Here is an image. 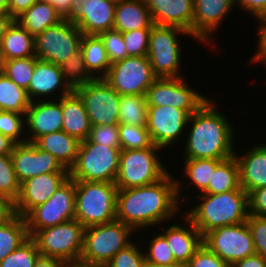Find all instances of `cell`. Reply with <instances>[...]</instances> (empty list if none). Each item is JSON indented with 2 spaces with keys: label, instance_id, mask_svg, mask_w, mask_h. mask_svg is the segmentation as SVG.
<instances>
[{
  "label": "cell",
  "instance_id": "6da1fadb",
  "mask_svg": "<svg viewBox=\"0 0 266 267\" xmlns=\"http://www.w3.org/2000/svg\"><path fill=\"white\" fill-rule=\"evenodd\" d=\"M181 186L180 180L168 173L148 186L118 189L116 220L135 232L170 220L180 209Z\"/></svg>",
  "mask_w": 266,
  "mask_h": 267
},
{
  "label": "cell",
  "instance_id": "7a4b0ae2",
  "mask_svg": "<svg viewBox=\"0 0 266 267\" xmlns=\"http://www.w3.org/2000/svg\"><path fill=\"white\" fill-rule=\"evenodd\" d=\"M189 123L184 159L226 160L235 155L234 126L211 99L190 115Z\"/></svg>",
  "mask_w": 266,
  "mask_h": 267
},
{
  "label": "cell",
  "instance_id": "3957f363",
  "mask_svg": "<svg viewBox=\"0 0 266 267\" xmlns=\"http://www.w3.org/2000/svg\"><path fill=\"white\" fill-rule=\"evenodd\" d=\"M202 202L187 212V217L202 236L209 231L247 221L249 195L240 187L220 194H198Z\"/></svg>",
  "mask_w": 266,
  "mask_h": 267
},
{
  "label": "cell",
  "instance_id": "277c9868",
  "mask_svg": "<svg viewBox=\"0 0 266 267\" xmlns=\"http://www.w3.org/2000/svg\"><path fill=\"white\" fill-rule=\"evenodd\" d=\"M75 181V219L85 228L116 219L115 183Z\"/></svg>",
  "mask_w": 266,
  "mask_h": 267
},
{
  "label": "cell",
  "instance_id": "5b68a950",
  "mask_svg": "<svg viewBox=\"0 0 266 267\" xmlns=\"http://www.w3.org/2000/svg\"><path fill=\"white\" fill-rule=\"evenodd\" d=\"M161 149L153 144L144 149L121 150L115 181L117 188L148 186L164 178L169 171L158 157Z\"/></svg>",
  "mask_w": 266,
  "mask_h": 267
},
{
  "label": "cell",
  "instance_id": "8992f818",
  "mask_svg": "<svg viewBox=\"0 0 266 267\" xmlns=\"http://www.w3.org/2000/svg\"><path fill=\"white\" fill-rule=\"evenodd\" d=\"M132 233L135 231L131 227L116 219L86 227L80 261L105 266L119 250L132 243Z\"/></svg>",
  "mask_w": 266,
  "mask_h": 267
},
{
  "label": "cell",
  "instance_id": "52a82bcc",
  "mask_svg": "<svg viewBox=\"0 0 266 267\" xmlns=\"http://www.w3.org/2000/svg\"><path fill=\"white\" fill-rule=\"evenodd\" d=\"M120 152L121 148L83 140L76 162L69 170V177L72 180L115 183Z\"/></svg>",
  "mask_w": 266,
  "mask_h": 267
},
{
  "label": "cell",
  "instance_id": "ba28073f",
  "mask_svg": "<svg viewBox=\"0 0 266 267\" xmlns=\"http://www.w3.org/2000/svg\"><path fill=\"white\" fill-rule=\"evenodd\" d=\"M182 34L193 37L176 26L152 25L147 57L158 78L182 77L180 70L182 49L177 37Z\"/></svg>",
  "mask_w": 266,
  "mask_h": 267
},
{
  "label": "cell",
  "instance_id": "9c48e42d",
  "mask_svg": "<svg viewBox=\"0 0 266 267\" xmlns=\"http://www.w3.org/2000/svg\"><path fill=\"white\" fill-rule=\"evenodd\" d=\"M85 227L76 219L38 230L31 238L41 256L67 262L79 261L83 250Z\"/></svg>",
  "mask_w": 266,
  "mask_h": 267
},
{
  "label": "cell",
  "instance_id": "30bf717a",
  "mask_svg": "<svg viewBox=\"0 0 266 267\" xmlns=\"http://www.w3.org/2000/svg\"><path fill=\"white\" fill-rule=\"evenodd\" d=\"M82 37L73 21L64 18L34 37L35 57L59 65L80 49Z\"/></svg>",
  "mask_w": 266,
  "mask_h": 267
},
{
  "label": "cell",
  "instance_id": "8fae6325",
  "mask_svg": "<svg viewBox=\"0 0 266 267\" xmlns=\"http://www.w3.org/2000/svg\"><path fill=\"white\" fill-rule=\"evenodd\" d=\"M24 218L29 237L38 230L75 219V181L69 177L51 198L34 207Z\"/></svg>",
  "mask_w": 266,
  "mask_h": 267
},
{
  "label": "cell",
  "instance_id": "7c38bea8",
  "mask_svg": "<svg viewBox=\"0 0 266 267\" xmlns=\"http://www.w3.org/2000/svg\"><path fill=\"white\" fill-rule=\"evenodd\" d=\"M157 78L147 56H128L112 63L103 79L122 96L146 95Z\"/></svg>",
  "mask_w": 266,
  "mask_h": 267
},
{
  "label": "cell",
  "instance_id": "4fadbf2b",
  "mask_svg": "<svg viewBox=\"0 0 266 267\" xmlns=\"http://www.w3.org/2000/svg\"><path fill=\"white\" fill-rule=\"evenodd\" d=\"M203 244L230 265L256 254L246 221L209 231L203 236Z\"/></svg>",
  "mask_w": 266,
  "mask_h": 267
},
{
  "label": "cell",
  "instance_id": "5bb4252c",
  "mask_svg": "<svg viewBox=\"0 0 266 267\" xmlns=\"http://www.w3.org/2000/svg\"><path fill=\"white\" fill-rule=\"evenodd\" d=\"M74 91L81 98L92 126L119 125L121 96L103 78L94 79Z\"/></svg>",
  "mask_w": 266,
  "mask_h": 267
},
{
  "label": "cell",
  "instance_id": "9a60e30c",
  "mask_svg": "<svg viewBox=\"0 0 266 267\" xmlns=\"http://www.w3.org/2000/svg\"><path fill=\"white\" fill-rule=\"evenodd\" d=\"M145 96L148 106L176 107L187 111L190 115L209 100L184 82V77L157 78Z\"/></svg>",
  "mask_w": 266,
  "mask_h": 267
},
{
  "label": "cell",
  "instance_id": "2e32d148",
  "mask_svg": "<svg viewBox=\"0 0 266 267\" xmlns=\"http://www.w3.org/2000/svg\"><path fill=\"white\" fill-rule=\"evenodd\" d=\"M190 114L171 106H148L147 130L154 145L162 150L181 138Z\"/></svg>",
  "mask_w": 266,
  "mask_h": 267
},
{
  "label": "cell",
  "instance_id": "e0dca14e",
  "mask_svg": "<svg viewBox=\"0 0 266 267\" xmlns=\"http://www.w3.org/2000/svg\"><path fill=\"white\" fill-rule=\"evenodd\" d=\"M10 156L20 184L29 178L49 172H69L55 156L37 148L31 142L16 144Z\"/></svg>",
  "mask_w": 266,
  "mask_h": 267
},
{
  "label": "cell",
  "instance_id": "ac0fdd59",
  "mask_svg": "<svg viewBox=\"0 0 266 267\" xmlns=\"http://www.w3.org/2000/svg\"><path fill=\"white\" fill-rule=\"evenodd\" d=\"M69 178V172H49L29 178L21 183L15 201L16 213L25 217L34 207L44 204L58 187Z\"/></svg>",
  "mask_w": 266,
  "mask_h": 267
},
{
  "label": "cell",
  "instance_id": "d6986e66",
  "mask_svg": "<svg viewBox=\"0 0 266 267\" xmlns=\"http://www.w3.org/2000/svg\"><path fill=\"white\" fill-rule=\"evenodd\" d=\"M25 126H27L25 130L27 131L28 129L29 131L28 138H26L27 142L31 143L42 135L62 131L63 112L61 98L58 101H53V99L50 100L46 97L45 101L43 99L31 102L26 110Z\"/></svg>",
  "mask_w": 266,
  "mask_h": 267
},
{
  "label": "cell",
  "instance_id": "ffe728a7",
  "mask_svg": "<svg viewBox=\"0 0 266 267\" xmlns=\"http://www.w3.org/2000/svg\"><path fill=\"white\" fill-rule=\"evenodd\" d=\"M117 0H83L76 7L73 23L82 34L99 35L113 29Z\"/></svg>",
  "mask_w": 266,
  "mask_h": 267
},
{
  "label": "cell",
  "instance_id": "44dd1931",
  "mask_svg": "<svg viewBox=\"0 0 266 267\" xmlns=\"http://www.w3.org/2000/svg\"><path fill=\"white\" fill-rule=\"evenodd\" d=\"M233 5L235 6L234 0H194L193 39L202 41L201 43L214 42L212 33L216 32Z\"/></svg>",
  "mask_w": 266,
  "mask_h": 267
},
{
  "label": "cell",
  "instance_id": "7402d4cb",
  "mask_svg": "<svg viewBox=\"0 0 266 267\" xmlns=\"http://www.w3.org/2000/svg\"><path fill=\"white\" fill-rule=\"evenodd\" d=\"M153 24L176 26L192 35L194 0H144Z\"/></svg>",
  "mask_w": 266,
  "mask_h": 267
},
{
  "label": "cell",
  "instance_id": "603a6c76",
  "mask_svg": "<svg viewBox=\"0 0 266 267\" xmlns=\"http://www.w3.org/2000/svg\"><path fill=\"white\" fill-rule=\"evenodd\" d=\"M57 90H61V95L57 96L58 98L68 95L72 91L64 80L59 65L38 60L35 63L33 75L27 90L30 101L33 102L36 99L37 101L39 99L42 100L48 95L50 98V95L57 92Z\"/></svg>",
  "mask_w": 266,
  "mask_h": 267
},
{
  "label": "cell",
  "instance_id": "cb8c5ba5",
  "mask_svg": "<svg viewBox=\"0 0 266 267\" xmlns=\"http://www.w3.org/2000/svg\"><path fill=\"white\" fill-rule=\"evenodd\" d=\"M185 222H187L186 226L185 224L182 226L172 224L161 233L166 238L175 261L184 264L194 256L203 244V236L187 216Z\"/></svg>",
  "mask_w": 266,
  "mask_h": 267
},
{
  "label": "cell",
  "instance_id": "d4e9b609",
  "mask_svg": "<svg viewBox=\"0 0 266 267\" xmlns=\"http://www.w3.org/2000/svg\"><path fill=\"white\" fill-rule=\"evenodd\" d=\"M240 168V185L248 195L266 187V144H256L245 156L235 153Z\"/></svg>",
  "mask_w": 266,
  "mask_h": 267
},
{
  "label": "cell",
  "instance_id": "484cf974",
  "mask_svg": "<svg viewBox=\"0 0 266 267\" xmlns=\"http://www.w3.org/2000/svg\"><path fill=\"white\" fill-rule=\"evenodd\" d=\"M153 21L144 0H117L113 29L121 33L151 29Z\"/></svg>",
  "mask_w": 266,
  "mask_h": 267
},
{
  "label": "cell",
  "instance_id": "4316f807",
  "mask_svg": "<svg viewBox=\"0 0 266 267\" xmlns=\"http://www.w3.org/2000/svg\"><path fill=\"white\" fill-rule=\"evenodd\" d=\"M61 107L63 131L79 141L86 140L92 125L79 95L72 90L68 95L61 97Z\"/></svg>",
  "mask_w": 266,
  "mask_h": 267
},
{
  "label": "cell",
  "instance_id": "83f0119b",
  "mask_svg": "<svg viewBox=\"0 0 266 267\" xmlns=\"http://www.w3.org/2000/svg\"><path fill=\"white\" fill-rule=\"evenodd\" d=\"M80 142L76 137L68 135L62 130L42 135L33 144L55 156L60 164L69 171L76 162Z\"/></svg>",
  "mask_w": 266,
  "mask_h": 267
},
{
  "label": "cell",
  "instance_id": "f1b7e54d",
  "mask_svg": "<svg viewBox=\"0 0 266 267\" xmlns=\"http://www.w3.org/2000/svg\"><path fill=\"white\" fill-rule=\"evenodd\" d=\"M3 61L35 57L34 37L16 20L8 27L0 45Z\"/></svg>",
  "mask_w": 266,
  "mask_h": 267
},
{
  "label": "cell",
  "instance_id": "f546056e",
  "mask_svg": "<svg viewBox=\"0 0 266 267\" xmlns=\"http://www.w3.org/2000/svg\"><path fill=\"white\" fill-rule=\"evenodd\" d=\"M63 19L62 15L48 1L39 0L15 20L33 37H36L45 29L56 25Z\"/></svg>",
  "mask_w": 266,
  "mask_h": 267
},
{
  "label": "cell",
  "instance_id": "4dcf8cb0",
  "mask_svg": "<svg viewBox=\"0 0 266 267\" xmlns=\"http://www.w3.org/2000/svg\"><path fill=\"white\" fill-rule=\"evenodd\" d=\"M80 49L87 70L95 78H104L111 66L102 39L99 35L83 34ZM100 75H99V74Z\"/></svg>",
  "mask_w": 266,
  "mask_h": 267
},
{
  "label": "cell",
  "instance_id": "1f68e13d",
  "mask_svg": "<svg viewBox=\"0 0 266 267\" xmlns=\"http://www.w3.org/2000/svg\"><path fill=\"white\" fill-rule=\"evenodd\" d=\"M240 185V168L235 155L223 160L212 173L207 189L203 193L220 194L237 190Z\"/></svg>",
  "mask_w": 266,
  "mask_h": 267
},
{
  "label": "cell",
  "instance_id": "d6a6232c",
  "mask_svg": "<svg viewBox=\"0 0 266 267\" xmlns=\"http://www.w3.org/2000/svg\"><path fill=\"white\" fill-rule=\"evenodd\" d=\"M30 103L25 89L19 87L3 73L0 74V111L25 115Z\"/></svg>",
  "mask_w": 266,
  "mask_h": 267
},
{
  "label": "cell",
  "instance_id": "836d02e7",
  "mask_svg": "<svg viewBox=\"0 0 266 267\" xmlns=\"http://www.w3.org/2000/svg\"><path fill=\"white\" fill-rule=\"evenodd\" d=\"M29 238L25 218L18 214L0 225V262Z\"/></svg>",
  "mask_w": 266,
  "mask_h": 267
},
{
  "label": "cell",
  "instance_id": "e575fe53",
  "mask_svg": "<svg viewBox=\"0 0 266 267\" xmlns=\"http://www.w3.org/2000/svg\"><path fill=\"white\" fill-rule=\"evenodd\" d=\"M148 105L145 95H122L120 97L119 124L146 126Z\"/></svg>",
  "mask_w": 266,
  "mask_h": 267
},
{
  "label": "cell",
  "instance_id": "d590c367",
  "mask_svg": "<svg viewBox=\"0 0 266 267\" xmlns=\"http://www.w3.org/2000/svg\"><path fill=\"white\" fill-rule=\"evenodd\" d=\"M59 68L64 80L72 90L95 79L86 68L81 49L59 64Z\"/></svg>",
  "mask_w": 266,
  "mask_h": 267
},
{
  "label": "cell",
  "instance_id": "8d00e7d4",
  "mask_svg": "<svg viewBox=\"0 0 266 267\" xmlns=\"http://www.w3.org/2000/svg\"><path fill=\"white\" fill-rule=\"evenodd\" d=\"M185 176L203 193L209 184L215 168L223 161L217 159H184Z\"/></svg>",
  "mask_w": 266,
  "mask_h": 267
},
{
  "label": "cell",
  "instance_id": "74e56055",
  "mask_svg": "<svg viewBox=\"0 0 266 267\" xmlns=\"http://www.w3.org/2000/svg\"><path fill=\"white\" fill-rule=\"evenodd\" d=\"M37 61L36 57L3 61V74L27 91Z\"/></svg>",
  "mask_w": 266,
  "mask_h": 267
},
{
  "label": "cell",
  "instance_id": "f35d334b",
  "mask_svg": "<svg viewBox=\"0 0 266 267\" xmlns=\"http://www.w3.org/2000/svg\"><path fill=\"white\" fill-rule=\"evenodd\" d=\"M121 150L144 149L153 145L146 126L119 124Z\"/></svg>",
  "mask_w": 266,
  "mask_h": 267
},
{
  "label": "cell",
  "instance_id": "ab89813d",
  "mask_svg": "<svg viewBox=\"0 0 266 267\" xmlns=\"http://www.w3.org/2000/svg\"><path fill=\"white\" fill-rule=\"evenodd\" d=\"M39 256L36 242L29 237L0 262V267H34Z\"/></svg>",
  "mask_w": 266,
  "mask_h": 267
},
{
  "label": "cell",
  "instance_id": "60d3db41",
  "mask_svg": "<svg viewBox=\"0 0 266 267\" xmlns=\"http://www.w3.org/2000/svg\"><path fill=\"white\" fill-rule=\"evenodd\" d=\"M20 185L10 154H0V195L16 201L20 193Z\"/></svg>",
  "mask_w": 266,
  "mask_h": 267
},
{
  "label": "cell",
  "instance_id": "b9f144b4",
  "mask_svg": "<svg viewBox=\"0 0 266 267\" xmlns=\"http://www.w3.org/2000/svg\"><path fill=\"white\" fill-rule=\"evenodd\" d=\"M25 126V115L16 112L0 111V133L16 144L27 142L23 137ZM23 134V135H22Z\"/></svg>",
  "mask_w": 266,
  "mask_h": 267
},
{
  "label": "cell",
  "instance_id": "7bdbcfd3",
  "mask_svg": "<svg viewBox=\"0 0 266 267\" xmlns=\"http://www.w3.org/2000/svg\"><path fill=\"white\" fill-rule=\"evenodd\" d=\"M148 243V251H144L146 263L158 265L176 263L166 238L161 233L157 234Z\"/></svg>",
  "mask_w": 266,
  "mask_h": 267
},
{
  "label": "cell",
  "instance_id": "ee69618b",
  "mask_svg": "<svg viewBox=\"0 0 266 267\" xmlns=\"http://www.w3.org/2000/svg\"><path fill=\"white\" fill-rule=\"evenodd\" d=\"M146 260L144 251L133 242L126 248L119 250L105 267H145Z\"/></svg>",
  "mask_w": 266,
  "mask_h": 267
},
{
  "label": "cell",
  "instance_id": "f6af8a7d",
  "mask_svg": "<svg viewBox=\"0 0 266 267\" xmlns=\"http://www.w3.org/2000/svg\"><path fill=\"white\" fill-rule=\"evenodd\" d=\"M99 37L102 39L110 63L125 59L128 57L126 45L122 33L115 29L101 32Z\"/></svg>",
  "mask_w": 266,
  "mask_h": 267
},
{
  "label": "cell",
  "instance_id": "bcb514c9",
  "mask_svg": "<svg viewBox=\"0 0 266 267\" xmlns=\"http://www.w3.org/2000/svg\"><path fill=\"white\" fill-rule=\"evenodd\" d=\"M151 29H137L122 33L129 57L147 56Z\"/></svg>",
  "mask_w": 266,
  "mask_h": 267
},
{
  "label": "cell",
  "instance_id": "7dc6e473",
  "mask_svg": "<svg viewBox=\"0 0 266 267\" xmlns=\"http://www.w3.org/2000/svg\"><path fill=\"white\" fill-rule=\"evenodd\" d=\"M87 140L109 147L121 148L119 125H94L91 127Z\"/></svg>",
  "mask_w": 266,
  "mask_h": 267
},
{
  "label": "cell",
  "instance_id": "c3c4849f",
  "mask_svg": "<svg viewBox=\"0 0 266 267\" xmlns=\"http://www.w3.org/2000/svg\"><path fill=\"white\" fill-rule=\"evenodd\" d=\"M246 222L252 233L256 254L266 260V216L249 214Z\"/></svg>",
  "mask_w": 266,
  "mask_h": 267
},
{
  "label": "cell",
  "instance_id": "681fc988",
  "mask_svg": "<svg viewBox=\"0 0 266 267\" xmlns=\"http://www.w3.org/2000/svg\"><path fill=\"white\" fill-rule=\"evenodd\" d=\"M186 265L187 267H231L229 263L211 252L204 244L195 252Z\"/></svg>",
  "mask_w": 266,
  "mask_h": 267
},
{
  "label": "cell",
  "instance_id": "f907efd6",
  "mask_svg": "<svg viewBox=\"0 0 266 267\" xmlns=\"http://www.w3.org/2000/svg\"><path fill=\"white\" fill-rule=\"evenodd\" d=\"M249 214L266 216V187L253 190L249 194Z\"/></svg>",
  "mask_w": 266,
  "mask_h": 267
},
{
  "label": "cell",
  "instance_id": "816d5d0a",
  "mask_svg": "<svg viewBox=\"0 0 266 267\" xmlns=\"http://www.w3.org/2000/svg\"><path fill=\"white\" fill-rule=\"evenodd\" d=\"M246 12L249 11L258 21L266 19V0H234Z\"/></svg>",
  "mask_w": 266,
  "mask_h": 267
},
{
  "label": "cell",
  "instance_id": "f5cc1de1",
  "mask_svg": "<svg viewBox=\"0 0 266 267\" xmlns=\"http://www.w3.org/2000/svg\"><path fill=\"white\" fill-rule=\"evenodd\" d=\"M260 25L258 27V44H257V51L254 54V56H252V63H264L266 64V19L265 20H261L258 22Z\"/></svg>",
  "mask_w": 266,
  "mask_h": 267
},
{
  "label": "cell",
  "instance_id": "db71d44e",
  "mask_svg": "<svg viewBox=\"0 0 266 267\" xmlns=\"http://www.w3.org/2000/svg\"><path fill=\"white\" fill-rule=\"evenodd\" d=\"M16 215L15 201L0 195V225L12 220Z\"/></svg>",
  "mask_w": 266,
  "mask_h": 267
},
{
  "label": "cell",
  "instance_id": "11a10c76",
  "mask_svg": "<svg viewBox=\"0 0 266 267\" xmlns=\"http://www.w3.org/2000/svg\"><path fill=\"white\" fill-rule=\"evenodd\" d=\"M48 1L63 18L72 19L76 13V0H44Z\"/></svg>",
  "mask_w": 266,
  "mask_h": 267
},
{
  "label": "cell",
  "instance_id": "9f6ffc18",
  "mask_svg": "<svg viewBox=\"0 0 266 267\" xmlns=\"http://www.w3.org/2000/svg\"><path fill=\"white\" fill-rule=\"evenodd\" d=\"M37 1L39 0H8L9 15L15 20Z\"/></svg>",
  "mask_w": 266,
  "mask_h": 267
},
{
  "label": "cell",
  "instance_id": "6f0895ef",
  "mask_svg": "<svg viewBox=\"0 0 266 267\" xmlns=\"http://www.w3.org/2000/svg\"><path fill=\"white\" fill-rule=\"evenodd\" d=\"M231 267H266V260L255 254L232 264Z\"/></svg>",
  "mask_w": 266,
  "mask_h": 267
},
{
  "label": "cell",
  "instance_id": "680465c9",
  "mask_svg": "<svg viewBox=\"0 0 266 267\" xmlns=\"http://www.w3.org/2000/svg\"><path fill=\"white\" fill-rule=\"evenodd\" d=\"M66 263L60 259L53 257L39 256L34 267H65Z\"/></svg>",
  "mask_w": 266,
  "mask_h": 267
},
{
  "label": "cell",
  "instance_id": "91938a15",
  "mask_svg": "<svg viewBox=\"0 0 266 267\" xmlns=\"http://www.w3.org/2000/svg\"><path fill=\"white\" fill-rule=\"evenodd\" d=\"M16 143L0 133V154H11Z\"/></svg>",
  "mask_w": 266,
  "mask_h": 267
},
{
  "label": "cell",
  "instance_id": "94428289",
  "mask_svg": "<svg viewBox=\"0 0 266 267\" xmlns=\"http://www.w3.org/2000/svg\"><path fill=\"white\" fill-rule=\"evenodd\" d=\"M14 19L10 15H2L0 16V45L3 36L5 35L8 27L12 24Z\"/></svg>",
  "mask_w": 266,
  "mask_h": 267
},
{
  "label": "cell",
  "instance_id": "6125c7cd",
  "mask_svg": "<svg viewBox=\"0 0 266 267\" xmlns=\"http://www.w3.org/2000/svg\"><path fill=\"white\" fill-rule=\"evenodd\" d=\"M65 267H105L102 265L89 264L82 261L67 262Z\"/></svg>",
  "mask_w": 266,
  "mask_h": 267
},
{
  "label": "cell",
  "instance_id": "be15d7a7",
  "mask_svg": "<svg viewBox=\"0 0 266 267\" xmlns=\"http://www.w3.org/2000/svg\"><path fill=\"white\" fill-rule=\"evenodd\" d=\"M145 267H187L184 263H173L169 265H158V264H152V263H146Z\"/></svg>",
  "mask_w": 266,
  "mask_h": 267
},
{
  "label": "cell",
  "instance_id": "e7e4bbea",
  "mask_svg": "<svg viewBox=\"0 0 266 267\" xmlns=\"http://www.w3.org/2000/svg\"><path fill=\"white\" fill-rule=\"evenodd\" d=\"M9 15L8 0H0V16Z\"/></svg>",
  "mask_w": 266,
  "mask_h": 267
},
{
  "label": "cell",
  "instance_id": "03108f58",
  "mask_svg": "<svg viewBox=\"0 0 266 267\" xmlns=\"http://www.w3.org/2000/svg\"><path fill=\"white\" fill-rule=\"evenodd\" d=\"M3 73V59L2 56L0 55V74Z\"/></svg>",
  "mask_w": 266,
  "mask_h": 267
},
{
  "label": "cell",
  "instance_id": "003e7915",
  "mask_svg": "<svg viewBox=\"0 0 266 267\" xmlns=\"http://www.w3.org/2000/svg\"><path fill=\"white\" fill-rule=\"evenodd\" d=\"M83 0H76V5H78Z\"/></svg>",
  "mask_w": 266,
  "mask_h": 267
}]
</instances>
